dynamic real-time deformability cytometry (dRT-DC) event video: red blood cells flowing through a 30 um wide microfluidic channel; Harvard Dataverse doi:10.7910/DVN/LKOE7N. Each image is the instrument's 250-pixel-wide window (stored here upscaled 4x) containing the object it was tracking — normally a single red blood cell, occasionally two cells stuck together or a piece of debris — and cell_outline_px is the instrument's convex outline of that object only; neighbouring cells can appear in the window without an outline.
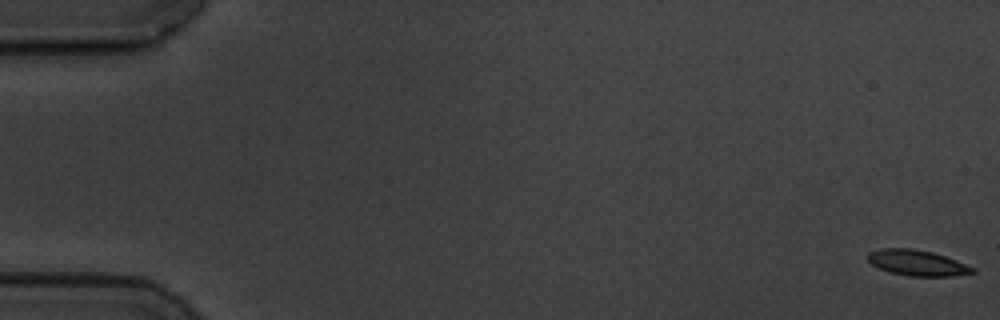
{"species": "common noctule bat (a hibernating species)", "species_latin": "Nyctalus noctula", "temperature_condition": "cold", "stored_images_in_passage": 18, "camera_frame_rate_fps": 3000, "um_per_image_px": 0.085, "animal": {"sex": "male", "body_mass_g": 19.5, "forearm_length_mm": 54.6}, "frame": {"image": 1, "passage_image": 1, "time_ms": 0.0, "image_size_px": [1000, 320], "cell_outline_px": [[976, 272], [952, 276], [908, 276], [892, 272], [880, 268], [872, 264], [868, 260], [868, 252], [880, 248], [912, 248], [932, 252], [956, 260], [976, 268]], "centroid_in_image_um": [77.97, 22.33], "position_along_channel_um": 7.0, "area_um2": 15.61}}
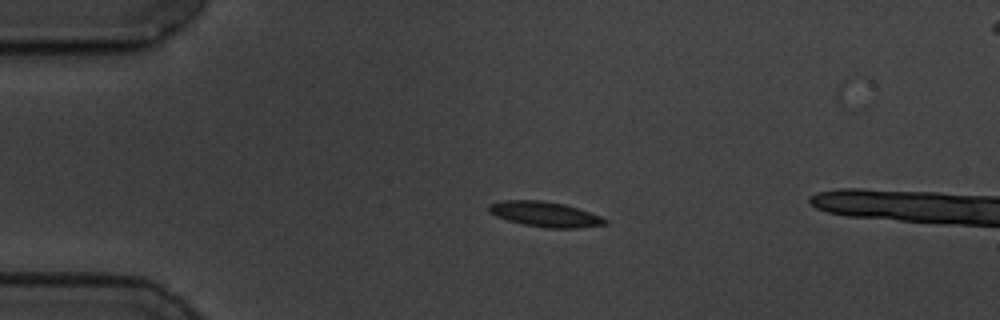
{"frame": {"image": 2, "passage_image": 14, "time_ms": 4.333, "image_size_px": [1000, 320], "cell_outline_px": [[608, 224], [580, 228], [544, 228], [524, 224], [508, 220], [496, 216], [488, 212], [488, 204], [500, 200], [540, 200], [564, 204], [600, 216], [608, 220]], "centroid_in_image_um": [46.3, 18.21], "position_along_channel_um": 38.7, "area_um2": 17.05}}